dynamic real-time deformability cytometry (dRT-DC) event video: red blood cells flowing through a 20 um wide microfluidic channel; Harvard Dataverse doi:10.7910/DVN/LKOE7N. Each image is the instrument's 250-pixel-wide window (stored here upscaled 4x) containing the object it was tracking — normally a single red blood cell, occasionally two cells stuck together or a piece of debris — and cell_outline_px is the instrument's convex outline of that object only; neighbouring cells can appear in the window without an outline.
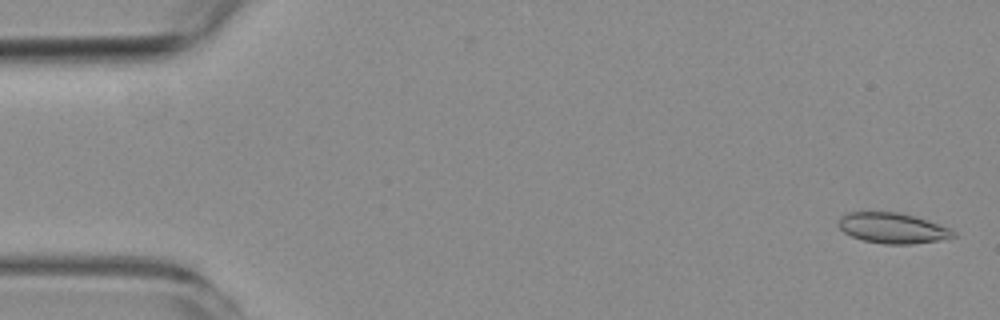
{"species": "common noctule bat (a hibernating species)", "species_latin": "Nyctalus noctula", "temperature_condition": "room temperature", "stored_images_in_passage": 5, "camera_frame_rate_fps": 3000, "um_per_image_px": 0.085, "animal": {"sex": "female", "body_mass_g": 19.3, "forearm_length_mm": 54.1}, "frame": {"image": 1, "passage_image": 1, "time_ms": 0.0, "image_size_px": [1000, 320], "cell_outline_px": [[956, 236], [940, 240], [912, 244], [884, 244], [864, 240], [852, 236], [844, 232], [836, 224], [836, 220], [840, 216], [848, 212], [896, 212], [912, 216], [948, 228], [956, 232]], "centroid_in_image_um": [75.8, 19.39], "position_along_channel_um": 9.2, "area_um2": 20.17}}
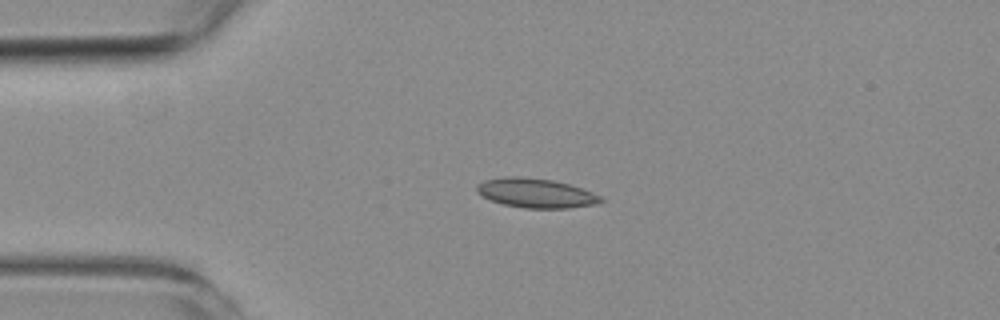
{"frame": {"image": 2, "passage_image": 4, "time_ms": 3.667, "image_size_px": [1000, 320], "cell_outline_px": [[604, 200], [596, 204], [568, 208], [524, 208], [504, 204], [492, 200], [476, 192], [476, 184], [484, 180], [508, 176], [520, 176], [552, 180], [568, 184], [604, 196]], "centroid_in_image_um": [45.56, 16.41], "position_along_channel_um": 39.4, "area_um2": 21.15}}